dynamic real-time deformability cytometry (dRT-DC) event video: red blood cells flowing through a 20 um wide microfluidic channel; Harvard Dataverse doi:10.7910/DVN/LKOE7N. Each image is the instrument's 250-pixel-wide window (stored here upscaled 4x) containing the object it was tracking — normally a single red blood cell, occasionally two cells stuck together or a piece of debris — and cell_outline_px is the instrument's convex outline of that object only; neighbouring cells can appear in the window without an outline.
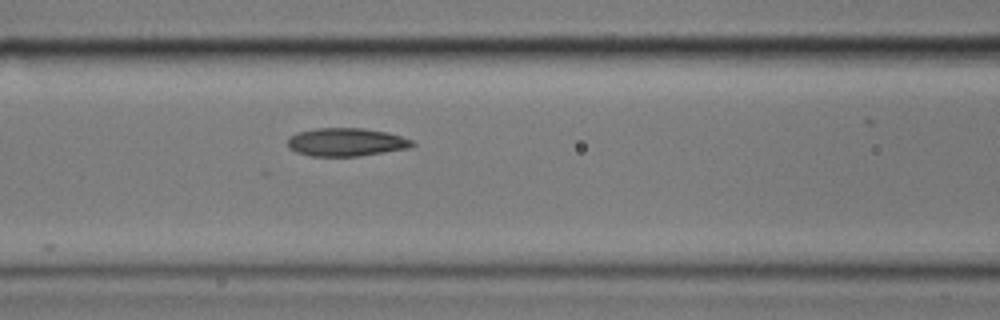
{"species": "common noctule bat (a hibernating species)", "species_latin": "Nyctalus noctula", "temperature_condition": "cold", "stored_images_in_passage": 5, "camera_frame_rate_fps": 3000, "um_per_image_px": 0.085, "animal": {"sex": "male", "body_mass_g": 17.9}, "frame": {"image": 1, "passage_image": 5, "time_ms": 1.333, "image_size_px": [1000, 320], "cell_outline_px": [[416, 144], [408, 148], [384, 152], [356, 156], [308, 156], [296, 152], [288, 148], [288, 136], [296, 132], [316, 128], [364, 128], [388, 132], [412, 140]], "centroid_in_image_um": [29.38, 12.07], "position_along_channel_um": 137.2, "area_um2": 20.58}}